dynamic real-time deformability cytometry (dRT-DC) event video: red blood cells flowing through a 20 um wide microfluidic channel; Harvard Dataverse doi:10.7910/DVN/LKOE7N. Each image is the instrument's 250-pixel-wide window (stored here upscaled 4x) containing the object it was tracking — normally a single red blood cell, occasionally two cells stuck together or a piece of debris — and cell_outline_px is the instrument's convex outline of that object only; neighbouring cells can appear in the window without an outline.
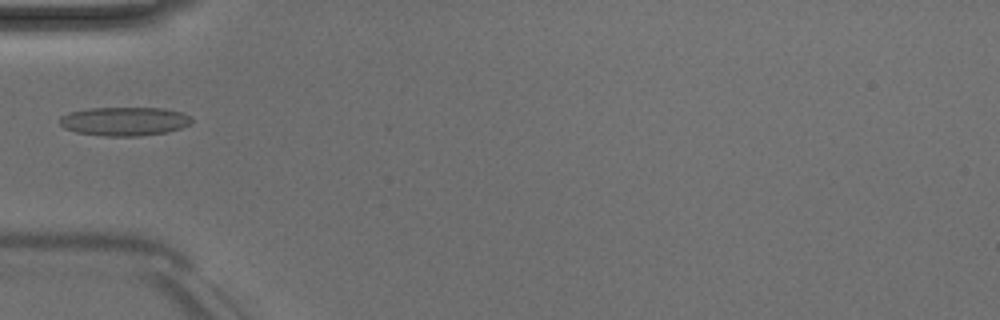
{"species": "Egyptian fruit bat (a non-hibernating species)", "species_latin": "Rousettus aegyptiacus", "temperature_condition": "room temperature", "stored_images_in_passage": 2, "camera_frame_rate_fps": 3000, "um_per_image_px": 0.085, "animal": {"sex": "male"}, "frame": {"image": 1, "passage_image": 1, "time_ms": 0.0, "image_size_px": [1000, 320], "cell_outline_px": [[192, 120], [188, 124], [180, 128], [168, 132], [140, 136], [104, 136], [76, 132], [64, 128], [60, 124], [60, 116], [68, 112], [88, 108], [164, 108], [180, 112], [192, 116]], "centroid_in_image_um": [10.56, 10.31], "position_along_channel_um": 74.4, "area_um2": 22.2}}